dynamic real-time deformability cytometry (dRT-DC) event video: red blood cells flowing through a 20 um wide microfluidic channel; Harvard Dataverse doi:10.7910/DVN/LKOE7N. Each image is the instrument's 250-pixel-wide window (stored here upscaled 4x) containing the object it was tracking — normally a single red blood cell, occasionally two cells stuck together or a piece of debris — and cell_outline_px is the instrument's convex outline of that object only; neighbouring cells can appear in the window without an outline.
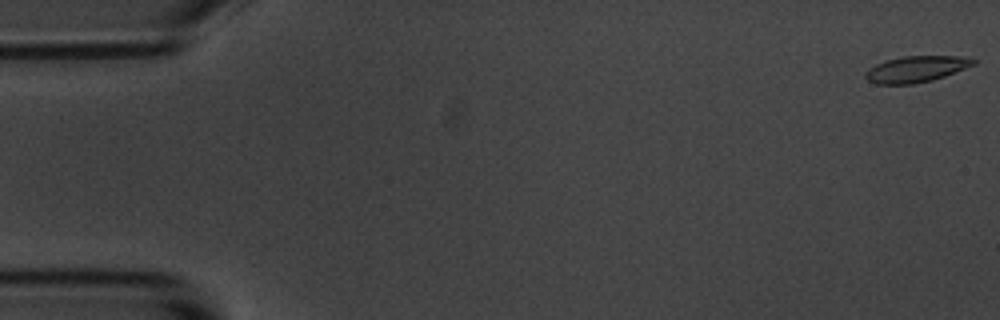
{"species": "common noctule bat (a hibernating species)", "species_latin": "Nyctalus noctula", "temperature_condition": "room temperature", "stored_images_in_passage": 26, "camera_frame_rate_fps": 3000, "um_per_image_px": 0.085, "animal": {"sex": "male", "body_mass_g": 20.1, "forearm_length_mm": 53.5}, "frame": {"image": 1, "passage_image": 1, "time_ms": 0.0, "image_size_px": [1000, 320], "cell_outline_px": [[976, 64], [944, 76], [932, 80], [912, 84], [876, 84], [868, 80], [864, 76], [864, 72], [868, 68], [876, 64], [888, 60], [904, 56], [960, 56], [976, 60]], "centroid_in_image_um": [77.84, 5.87], "position_along_channel_um": 7.2, "area_um2": 16.36}}
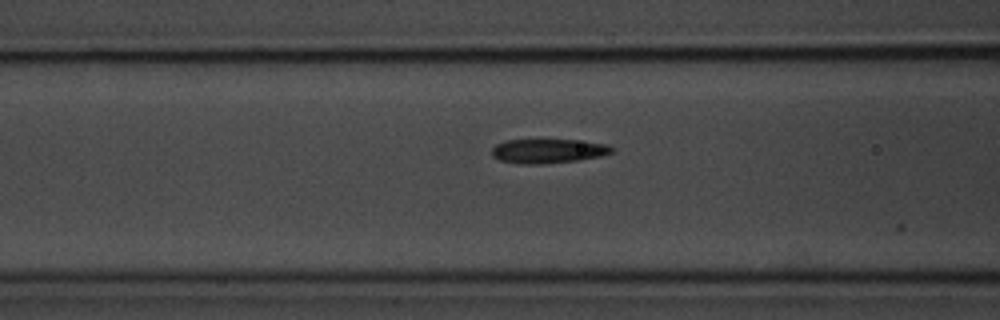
{"frame": {"image": 2, "passage_image": 22, "time_ms": 7.0, "image_size_px": [1000, 320], "cell_outline_px": [[616, 148], [612, 152], [600, 156], [576, 160], [544, 164], [516, 164], [500, 160], [492, 156], [492, 148], [496, 144], [508, 140], [576, 140], [608, 144]], "centroid_in_image_um": [46.59, 12.84], "position_along_channel_um": 120.0, "area_um2": 16.99}}
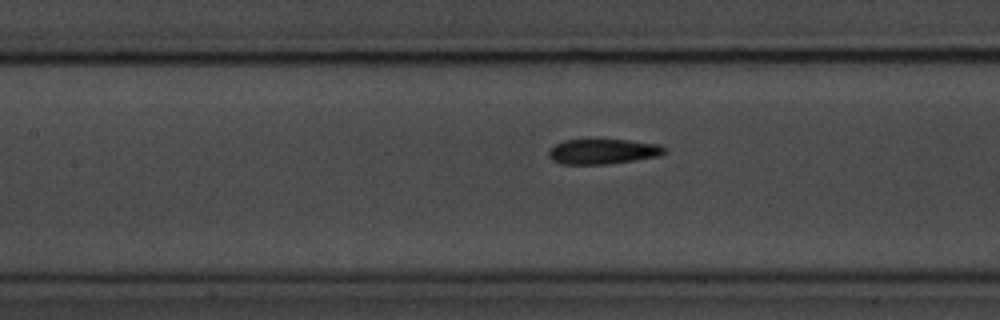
{"frame": {"image": 3, "passage_image": 25, "time_ms": 8.0, "image_size_px": [1000, 320], "cell_outline_px": [[668, 152], [660, 156], [608, 164], [560, 164], [552, 160], [548, 156], [548, 152], [556, 144], [564, 140], [628, 140], [660, 144], [668, 148]], "centroid_in_image_um": [51.31, 12.88], "position_along_channel_um": 156.1, "area_um2": 17.05}}